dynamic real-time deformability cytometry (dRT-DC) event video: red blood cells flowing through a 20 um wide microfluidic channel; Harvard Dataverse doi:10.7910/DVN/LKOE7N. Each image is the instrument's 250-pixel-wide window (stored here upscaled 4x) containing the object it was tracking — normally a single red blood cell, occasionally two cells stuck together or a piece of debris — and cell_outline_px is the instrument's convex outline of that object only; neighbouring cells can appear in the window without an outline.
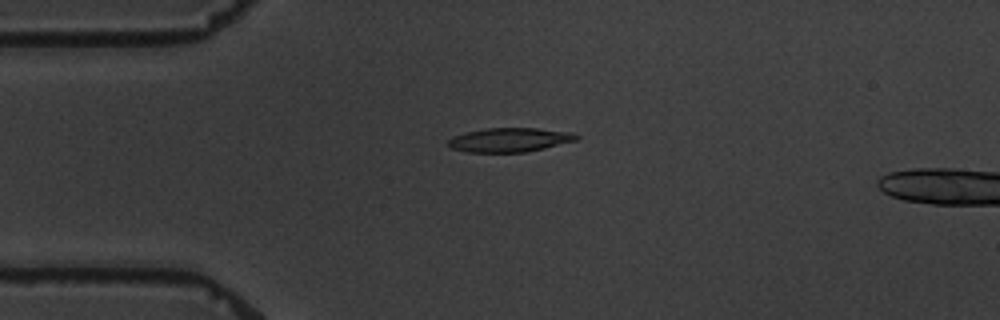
{"species": "common noctule bat (a hibernating species)", "species_latin": "Nyctalus noctula", "temperature_condition": "warm", "stored_images_in_passage": 6, "camera_frame_rate_fps": 3000, "um_per_image_px": 0.085, "animal": {"sex": "male", "body_mass_g": 19.5, "forearm_length_mm": 54.6}, "frame": {"image": 1, "passage_image": 4, "time_ms": 3.333, "image_size_px": [1000, 320], "cell_outline_px": [[580, 136], [576, 140], [544, 148], [524, 152], [468, 152], [452, 148], [448, 144], [448, 140], [452, 136], [484, 128], [536, 128], [572, 132]], "centroid_in_image_um": [43.32, 11.88], "position_along_channel_um": 41.7, "area_um2": 17.86}}
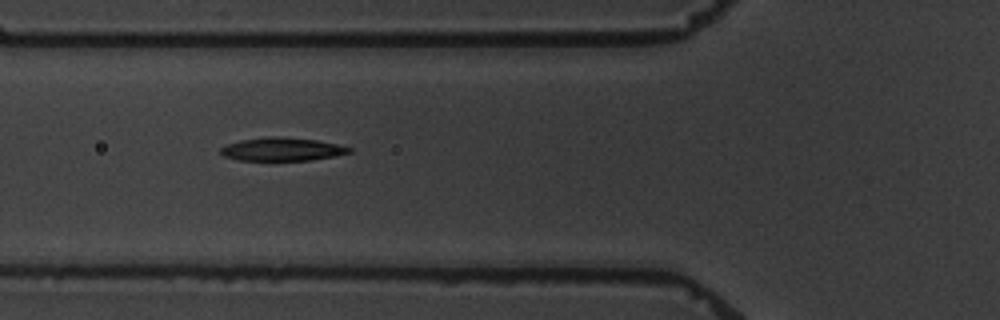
{"frame": {"image": 2, "passage_image": 6, "time_ms": 5.667, "image_size_px": [1000, 320], "cell_outline_px": [[352, 152], [312, 160], [236, 160], [224, 156], [220, 152], [220, 148], [224, 144], [240, 140], [268, 136], [276, 136], [316, 140], [336, 144], [352, 148]], "centroid_in_image_um": [23.91, 12.68], "position_along_channel_um": 101.9, "area_um2": 17.4}}